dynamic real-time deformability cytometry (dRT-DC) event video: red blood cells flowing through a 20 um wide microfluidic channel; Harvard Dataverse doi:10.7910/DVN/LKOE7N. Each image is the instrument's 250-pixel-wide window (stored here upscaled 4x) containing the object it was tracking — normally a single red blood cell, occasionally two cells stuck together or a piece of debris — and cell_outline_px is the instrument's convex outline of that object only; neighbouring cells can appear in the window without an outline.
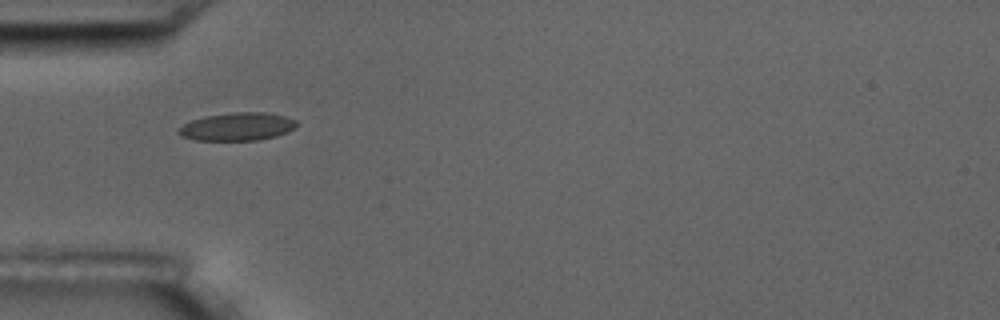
{"species": "common noctule bat (a hibernating species)", "species_latin": "Nyctalus noctula", "temperature_condition": "room temperature", "stored_images_in_passage": 2, "camera_frame_rate_fps": 3000, "um_per_image_px": 0.085, "animal": {"sex": "male", "body_mass_g": 17.5, "forearm_length_mm": 52.3}, "frame": {"image": 1, "passage_image": 1, "time_ms": 0.0, "image_size_px": [1000, 320], "cell_outline_px": [[296, 128], [288, 132], [276, 136], [260, 140], [196, 140], [180, 136], [176, 132], [176, 128], [192, 120], [204, 116], [236, 112], [264, 112], [284, 116], [296, 120]], "centroid_in_image_um": [20.15, 10.77], "position_along_channel_um": 64.9, "area_um2": 19.36}}